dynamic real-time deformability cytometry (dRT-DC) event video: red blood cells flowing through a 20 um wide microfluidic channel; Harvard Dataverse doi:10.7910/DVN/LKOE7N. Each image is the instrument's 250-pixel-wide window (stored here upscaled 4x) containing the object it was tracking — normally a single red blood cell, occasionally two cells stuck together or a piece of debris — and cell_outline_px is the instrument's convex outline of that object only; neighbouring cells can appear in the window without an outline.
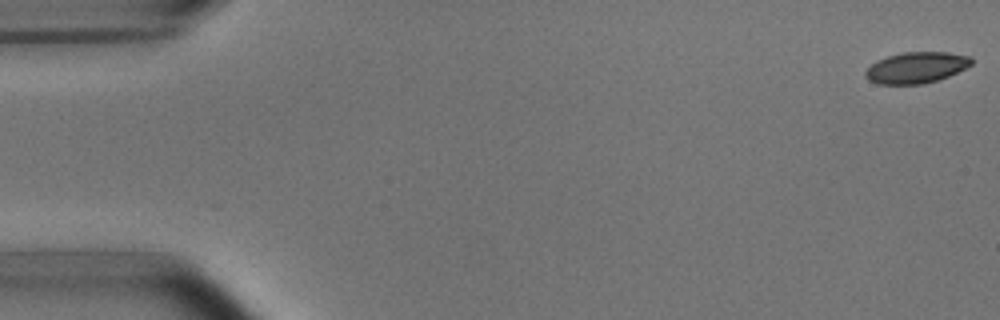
{"species": "common noctule bat (a hibernating species)", "species_latin": "Nyctalus noctula", "temperature_condition": "room temperature", "stored_images_in_passage": 6, "camera_frame_rate_fps": 3000, "um_per_image_px": 0.085, "animal": {"sex": "male", "body_mass_g": 15.6}, "frame": {"image": 1, "passage_image": 1, "time_ms": 0.0, "image_size_px": [1000, 320], "cell_outline_px": [[972, 64], [948, 76], [936, 80], [920, 84], [880, 84], [868, 80], [864, 76], [864, 72], [876, 60], [888, 56], [904, 52], [948, 52], [972, 56]], "centroid_in_image_um": [77.87, 5.74], "position_along_channel_um": 7.1, "area_um2": 19.13}}
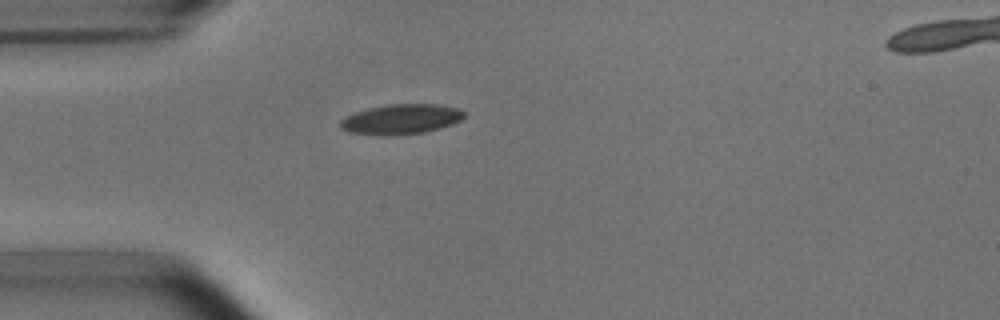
{"frame": {"image": 2, "passage_image": 5, "time_ms": 4.667, "image_size_px": [1000, 320], "cell_outline_px": [[464, 116], [460, 120], [452, 124], [440, 128], [424, 132], [396, 136], [384, 136], [348, 132], [340, 128], [340, 120], [356, 112], [368, 108], [388, 104], [436, 104], [460, 108], [464, 112]], "centroid_in_image_um": [34.09, 10.14], "position_along_channel_um": 50.9, "area_um2": 21.79}}